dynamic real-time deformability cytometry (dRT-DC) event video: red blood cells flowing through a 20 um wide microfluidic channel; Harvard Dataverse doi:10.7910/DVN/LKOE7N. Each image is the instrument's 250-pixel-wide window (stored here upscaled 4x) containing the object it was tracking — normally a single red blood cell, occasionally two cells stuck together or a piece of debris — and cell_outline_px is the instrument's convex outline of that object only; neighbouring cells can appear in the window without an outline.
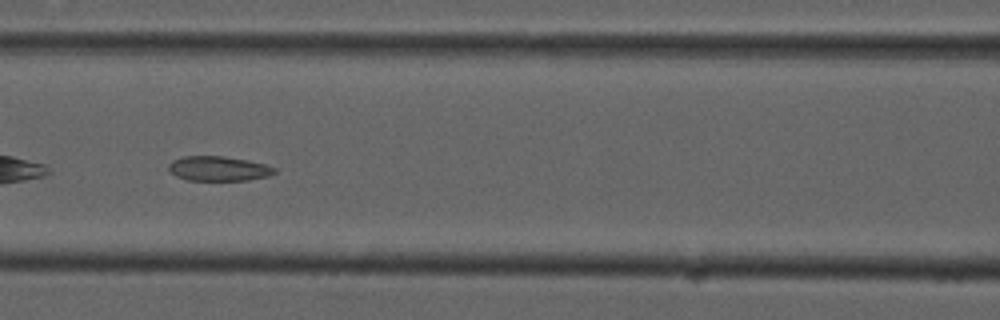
{"species": "common noctule bat (a hibernating species)", "species_latin": "Nyctalus noctula", "temperature_condition": "cold", "stored_images_in_passage": 37, "camera_frame_rate_fps": 3000, "um_per_image_px": 0.085, "animal": {"sex": "male", "forearm_length_mm": 52.5}, "frame": {"image": 1, "passage_image": 8, "time_ms": 2.333, "image_size_px": [1000, 320], "cell_outline_px": [[276, 172], [268, 176], [248, 180], [188, 180], [176, 176], [168, 172], [168, 164], [172, 160], [184, 156], [224, 156], [248, 160], [264, 164], [276, 168]], "centroid_in_image_um": [18.54, 14.33], "position_along_channel_um": 148.1, "area_um2": 15.32}}
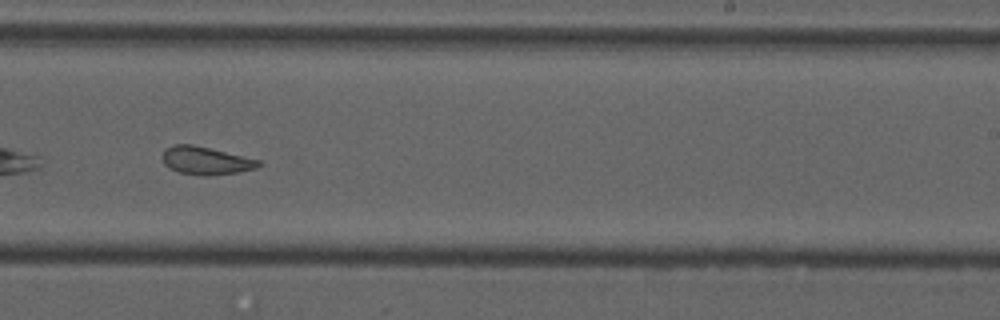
{"frame": {"image": 2, "passage_image": 18, "time_ms": 5.667, "image_size_px": [1000, 320], "cell_outline_px": [[264, 164], [256, 168], [240, 172], [208, 176], [204, 176], [180, 172], [164, 164], [160, 156], [172, 144], [192, 144], [260, 160]], "centroid_in_image_um": [17.52, 13.66], "position_along_channel_um": 271.5, "area_um2": 15.61}}
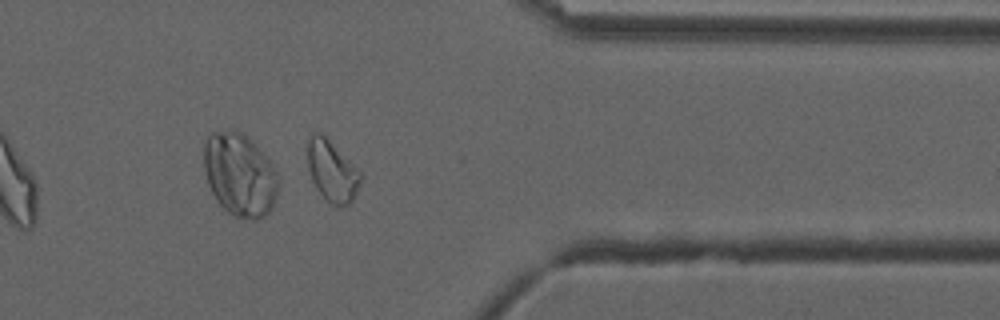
{"frame": {"image": 3, "passage_image": 28, "time_ms": 9.0, "image_size_px": [1000, 320], "cell_outline_px": [[364, 176], [352, 200], [348, 204], [340, 208], [332, 204], [316, 188], [312, 180], [308, 168], [308, 140], [312, 132], [320, 132]], "centroid_in_image_um": [28.22, 14.56], "position_along_channel_um": 383.2, "area_um2": 18.44}, "authors_computed_cell_mechanics": {"area_um2": 16.5886, "velocity_mm_per_s": 3.7181, "shape_relaxation_time_tau1_ms": null, "shape_relaxation_time_tau2_ms": 3.3293, "deformation_change_tau1": null, "deformation_change_tau2": 0.1104}}